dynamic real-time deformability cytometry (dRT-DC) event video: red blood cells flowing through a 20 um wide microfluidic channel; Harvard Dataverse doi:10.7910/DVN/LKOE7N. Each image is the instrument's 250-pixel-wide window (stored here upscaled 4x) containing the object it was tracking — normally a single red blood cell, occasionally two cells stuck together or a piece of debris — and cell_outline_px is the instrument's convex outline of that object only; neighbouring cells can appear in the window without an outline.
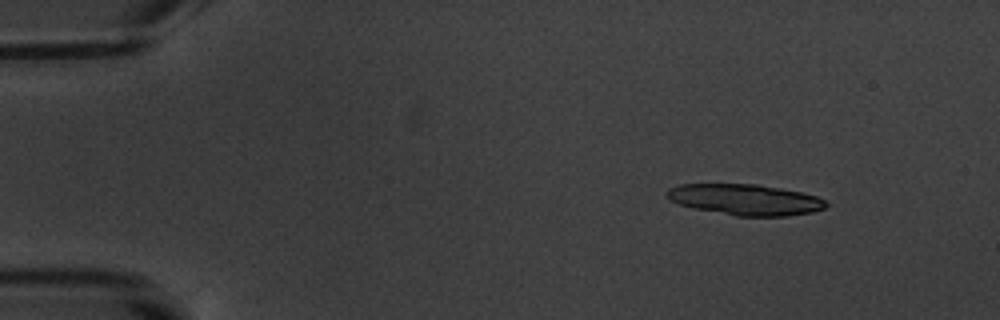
{"species": "common noctule bat (a hibernating species)", "species_latin": "Nyctalus noctula", "temperature_condition": "warm", "stored_images_in_passage": 5, "camera_frame_rate_fps": 3000, "um_per_image_px": 0.085, "animal": {"sex": "male", "body_mass_g": 20.1, "forearm_length_mm": 53.5}, "frame": {"image": 1, "passage_image": 2, "time_ms": 1.333, "image_size_px": [1000, 320], "cell_outline_px": [[828, 204], [824, 208], [812, 212], [788, 216], [736, 216], [692, 208], [680, 204], [664, 196], [664, 192], [668, 188], [680, 184], [760, 184], [800, 192], [816, 196], [824, 200]], "centroid_in_image_um": [63.31, 16.96], "position_along_channel_um": 21.7, "area_um2": 28.78}}